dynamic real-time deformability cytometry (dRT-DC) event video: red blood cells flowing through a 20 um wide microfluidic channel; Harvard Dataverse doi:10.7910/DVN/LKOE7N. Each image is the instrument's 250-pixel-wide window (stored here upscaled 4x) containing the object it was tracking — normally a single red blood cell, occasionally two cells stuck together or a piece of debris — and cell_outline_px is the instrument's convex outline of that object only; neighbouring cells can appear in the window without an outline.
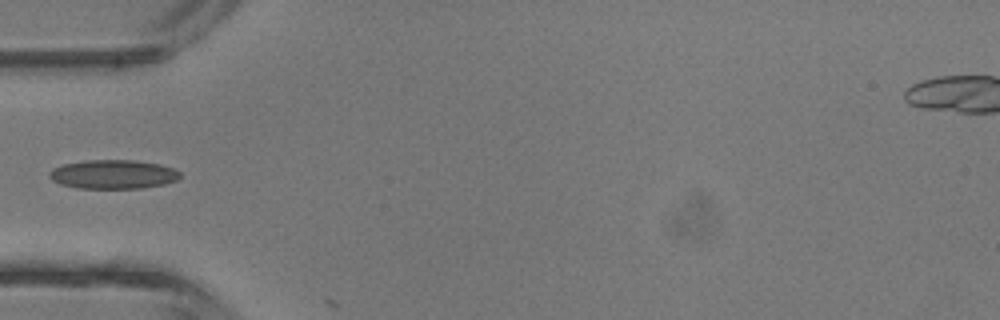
{"species": "common noctule bat (a hibernating species)", "species_latin": "Nyctalus noctula", "temperature_condition": "room temperature", "stored_images_in_passage": 1, "camera_frame_rate_fps": 3000, "um_per_image_px": 0.085, "animal": {"sex": "male", "body_mass_g": 13.3}, "frame": {"image": 1, "passage_image": 1, "time_ms": 0.0, "image_size_px": [1000, 320], "cell_outline_px": [[180, 176], [176, 180], [164, 184], [140, 188], [76, 188], [60, 184], [52, 180], [48, 176], [48, 172], [52, 168], [64, 164], [84, 160], [132, 160], [160, 164], [172, 168], [180, 172]], "centroid_in_image_um": [9.57, 14.81], "position_along_channel_um": 75.4, "area_um2": 22.08}}